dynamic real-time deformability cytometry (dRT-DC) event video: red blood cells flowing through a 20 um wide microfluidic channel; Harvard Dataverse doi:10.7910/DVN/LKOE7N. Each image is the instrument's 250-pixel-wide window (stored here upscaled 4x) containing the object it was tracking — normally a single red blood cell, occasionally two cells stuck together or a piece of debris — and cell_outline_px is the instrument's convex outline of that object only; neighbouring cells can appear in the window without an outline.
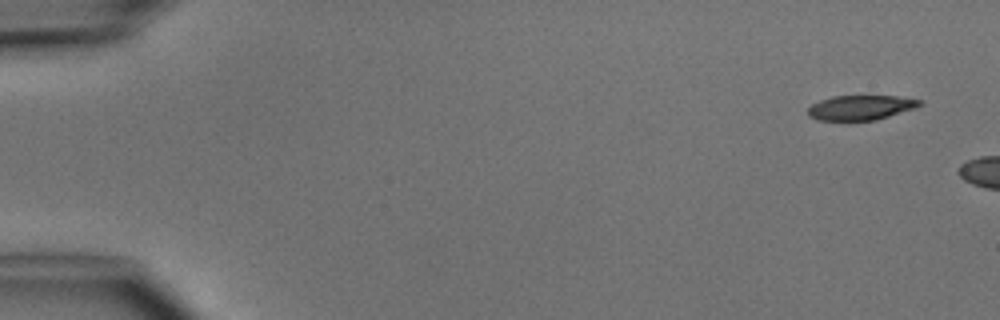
{"species": "common noctule bat (a hibernating species)", "species_latin": "Nyctalus noctula", "temperature_condition": "cold", "stored_images_in_passage": 3, "camera_frame_rate_fps": 3000, "um_per_image_px": 0.085, "animal": {"sex": "male", "body_mass_g": 15.6}, "frame": {"image": 1, "passage_image": 1, "time_ms": 0.0, "image_size_px": [1000, 320], "cell_outline_px": [[924, 104], [916, 108], [876, 120], [820, 120], [808, 116], [808, 108], [812, 104], [820, 100], [832, 96], [896, 96], [924, 100]], "centroid_in_image_um": [73.21, 9.14], "position_along_channel_um": 11.8, "area_um2": 16.18}}